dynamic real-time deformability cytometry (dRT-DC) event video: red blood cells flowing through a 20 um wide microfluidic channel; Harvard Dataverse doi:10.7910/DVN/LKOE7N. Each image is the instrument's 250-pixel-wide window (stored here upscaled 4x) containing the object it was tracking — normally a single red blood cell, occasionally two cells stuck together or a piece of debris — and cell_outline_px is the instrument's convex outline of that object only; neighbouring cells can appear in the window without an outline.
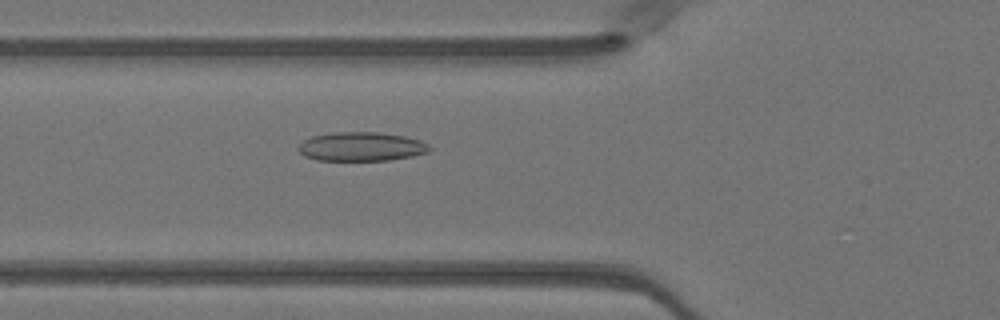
{"species": "Egyptian fruit bat (a non-hibernating species)", "species_latin": "Rousettus aegyptiacus", "temperature_condition": "warm", "stored_images_in_passage": 28, "camera_frame_rate_fps": 3000, "um_per_image_px": 0.085, "animal": {"sex": "female"}, "frame": {"image": 1, "passage_image": 18, "time_ms": 5.667, "image_size_px": [1000, 320], "cell_outline_px": [[432, 148], [428, 152], [412, 156], [388, 160], [320, 160], [304, 156], [296, 148], [304, 140], [312, 136], [332, 132], [380, 132], [404, 136], [420, 140], [428, 144]], "centroid_in_image_um": [30.71, 12.45], "position_along_channel_um": 95.1, "area_um2": 22.14}}
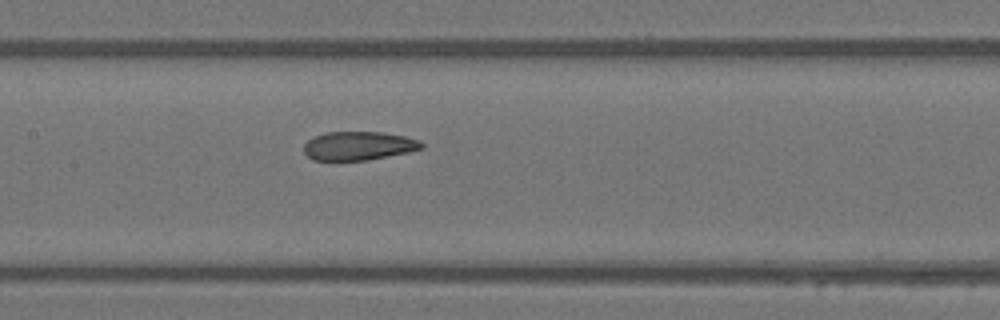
{"frame": {"image": 2, "passage_image": 24, "time_ms": 7.667, "image_size_px": [1000, 320], "cell_outline_px": [[424, 148], [408, 152], [368, 160], [312, 160], [304, 152], [304, 144], [308, 140], [316, 136], [328, 132], [384, 132], [404, 136], [420, 140], [424, 144]], "centroid_in_image_um": [30.5, 12.39], "position_along_channel_um": 176.9, "area_um2": 19.65}}
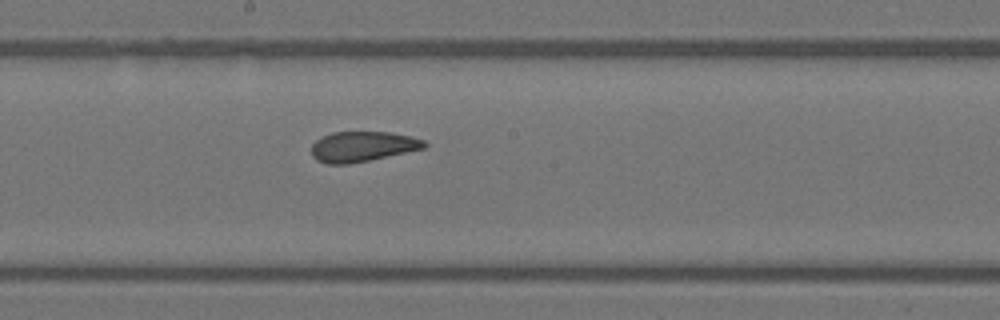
{"frame": {"image": 3, "passage_image": 27, "time_ms": 8.667, "image_size_px": [1000, 320], "cell_outline_px": [[428, 144], [424, 148], [368, 160], [348, 164], [324, 164], [316, 160], [312, 156], [312, 144], [316, 140], [332, 132], [388, 132], [412, 136], [424, 140]], "centroid_in_image_um": [30.79, 12.45], "position_along_channel_um": 217.4, "area_um2": 19.77}}